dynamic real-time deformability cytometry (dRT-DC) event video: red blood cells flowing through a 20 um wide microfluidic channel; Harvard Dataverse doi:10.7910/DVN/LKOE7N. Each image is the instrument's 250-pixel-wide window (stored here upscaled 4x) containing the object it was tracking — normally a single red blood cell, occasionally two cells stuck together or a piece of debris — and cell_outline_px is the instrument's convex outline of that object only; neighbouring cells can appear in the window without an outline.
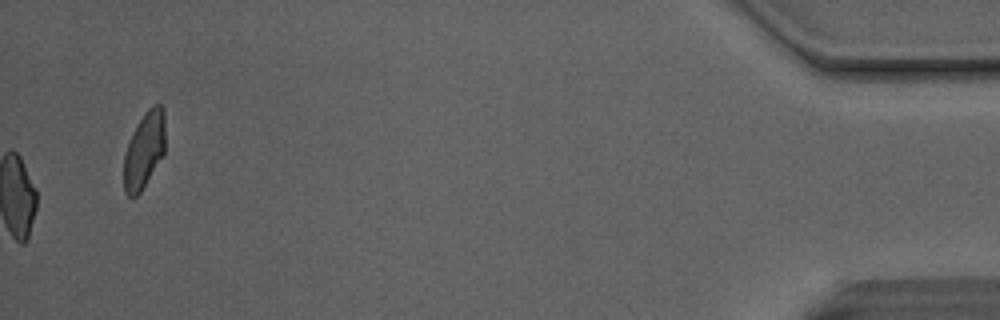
{"species": "Egyptian fruit bat (a non-hibernating species)", "species_latin": "Rousettus aegyptiacus", "temperature_condition": "room temperature", "stored_images_in_passage": 50, "camera_frame_rate_fps": 3000, "um_per_image_px": 0.085, "animal": {"sex": "male"}, "frame": {"image": 1, "passage_image": 50, "time_ms": 16.333, "image_size_px": [1000, 320], "cell_outline_px": [[164, 152], [140, 192], [136, 196], [128, 196], [124, 192], [124, 152], [132, 132], [136, 124], [144, 112], [152, 104], [160, 104], [164, 108]], "centroid_in_image_um": [12.24, 12.71], "position_along_channel_um": 423.0, "area_um2": 18.32}, "authors_computed_cell_mechanics": {"area_um2": 20.4323, "velocity_mm_per_s": 4.1421, "shape_relaxation_time_tau1_ms": 6.9222, "shape_relaxation_time_tau2_ms": 1.5978, "deformation_change_tau1": 0.1723, "deformation_change_tau2": 0.0801}}